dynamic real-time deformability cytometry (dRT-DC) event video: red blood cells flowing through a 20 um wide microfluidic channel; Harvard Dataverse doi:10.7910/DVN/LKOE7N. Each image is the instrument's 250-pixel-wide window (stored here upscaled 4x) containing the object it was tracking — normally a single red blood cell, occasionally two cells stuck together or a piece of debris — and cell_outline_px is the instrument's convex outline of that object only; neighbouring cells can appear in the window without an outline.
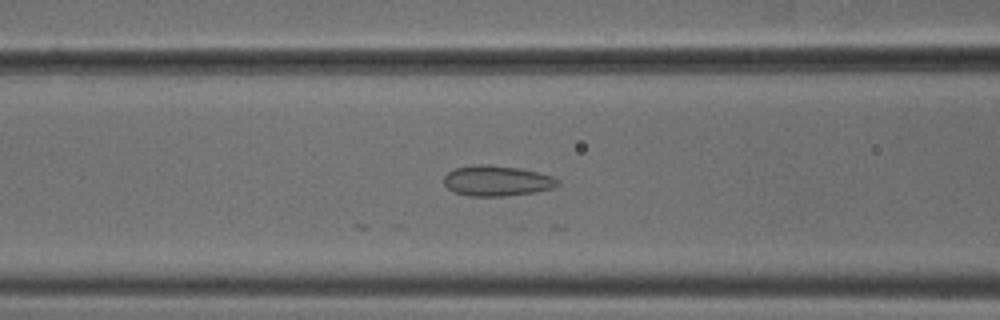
{"species": "common noctule bat (a hibernating species)", "species_latin": "Nyctalus noctula", "temperature_condition": "cold", "stored_images_in_passage": 39, "camera_frame_rate_fps": 3000, "um_per_image_px": 0.085, "animal": {"sex": "male", "body_mass_g": 18.8}, "frame": {"image": 1, "passage_image": 21, "time_ms": 6.667, "image_size_px": [1000, 320], "cell_outline_px": [[560, 184], [552, 188], [536, 192], [504, 196], [468, 196], [452, 192], [444, 184], [444, 176], [452, 168], [476, 164], [488, 164], [520, 168], [552, 176], [560, 180]], "centroid_in_image_um": [42.21, 15.36], "position_along_channel_um": 124.4, "area_um2": 20.46}}
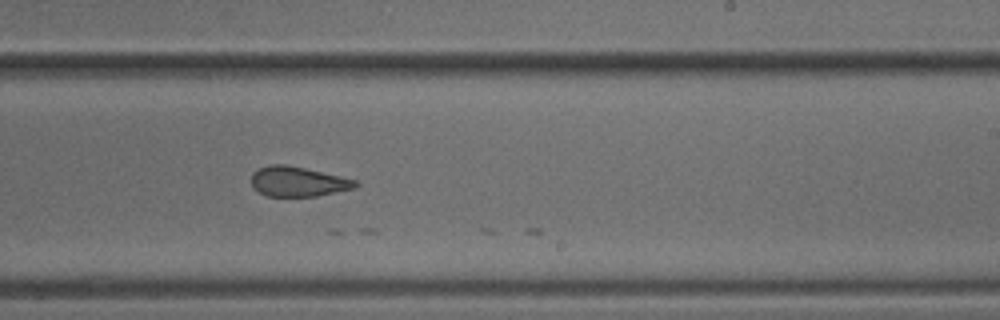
{"frame": {"image": 2, "passage_image": 32, "time_ms": 10.333, "image_size_px": [1000, 320], "cell_outline_px": [[360, 184], [356, 188], [316, 196], [268, 196], [252, 188], [252, 172], [260, 168], [272, 164], [284, 164], [304, 168], [340, 176], [356, 180]], "centroid_in_image_um": [25.34, 15.44], "position_along_channel_um": 263.7, "area_um2": 18.03}}
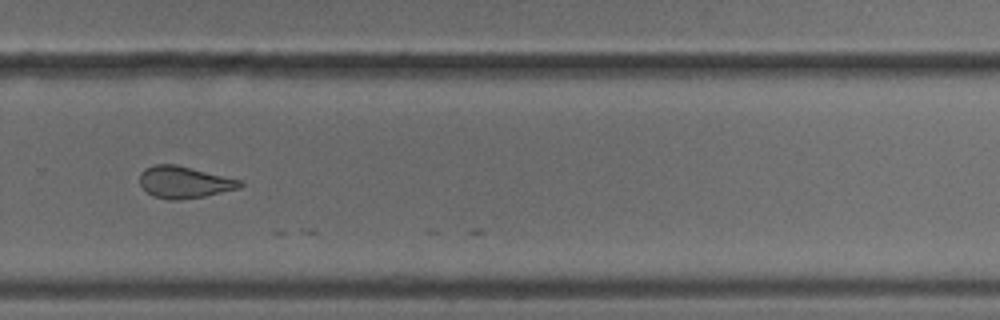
{"frame": {"image": 3, "passage_image": 36, "time_ms": 11.667, "image_size_px": [1000, 320], "cell_outline_px": [[244, 184], [240, 188], [204, 196], [180, 200], [168, 200], [152, 196], [140, 184], [140, 172], [144, 168], [156, 164], [176, 164], [244, 180]], "centroid_in_image_um": [15.69, 15.48], "position_along_channel_um": 314.1, "area_um2": 18.84}}